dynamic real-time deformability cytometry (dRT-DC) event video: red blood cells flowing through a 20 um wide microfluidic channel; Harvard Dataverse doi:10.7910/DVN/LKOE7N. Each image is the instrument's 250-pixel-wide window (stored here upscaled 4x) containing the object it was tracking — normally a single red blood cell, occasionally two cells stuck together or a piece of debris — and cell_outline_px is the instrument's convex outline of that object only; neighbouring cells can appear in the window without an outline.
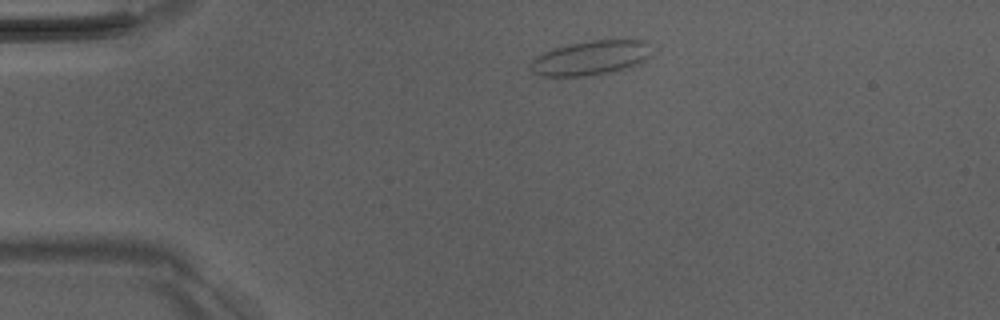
{"species": "Egyptian fruit bat (a non-hibernating species)", "species_latin": "Rousettus aegyptiacus", "temperature_condition": "room temperature", "stored_images_in_passage": 2, "camera_frame_rate_fps": 3000, "um_per_image_px": 0.085, "animal": {"sex": "male"}, "frame": {"image": 1, "passage_image": 1, "time_ms": 0.0, "image_size_px": [1000, 320], "cell_outline_px": [[648, 56], [644, 60], [632, 68], [612, 72], [584, 76], [540, 76], [532, 72], [528, 68], [528, 64], [536, 56], [544, 52], [568, 44], [588, 40], [648, 40]], "centroid_in_image_um": [50.16, 4.93], "position_along_channel_um": 34.8, "area_um2": 24.45}}